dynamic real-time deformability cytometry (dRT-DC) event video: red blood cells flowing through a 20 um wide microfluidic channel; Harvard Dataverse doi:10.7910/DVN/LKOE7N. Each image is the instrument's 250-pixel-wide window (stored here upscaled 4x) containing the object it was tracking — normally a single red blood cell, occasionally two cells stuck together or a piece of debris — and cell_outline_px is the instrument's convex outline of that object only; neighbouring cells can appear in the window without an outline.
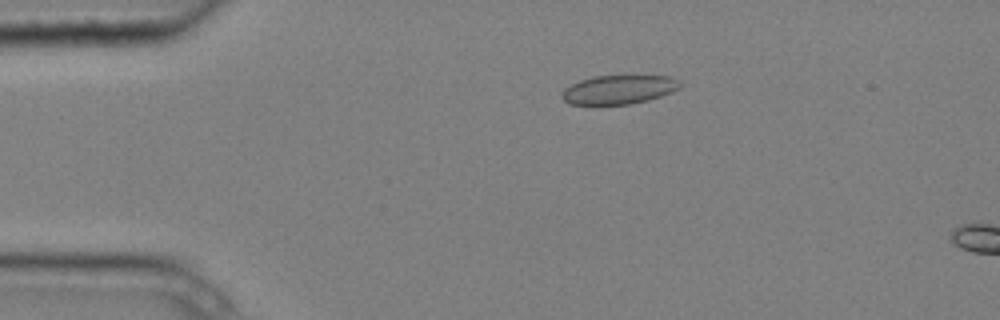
{"species": "common noctule bat (a hibernating species)", "species_latin": "Nyctalus noctula", "temperature_condition": "cold", "stored_images_in_passage": 2, "camera_frame_rate_fps": 3000, "um_per_image_px": 0.085, "animal": {"sex": "male", "body_mass_g": 20.4}, "frame": {"image": 1, "passage_image": 1, "time_ms": 0.0, "image_size_px": [1000, 320], "cell_outline_px": [[680, 88], [672, 92], [648, 100], [632, 104], [568, 104], [560, 96], [564, 88], [580, 80], [592, 76], [668, 76], [680, 80]], "centroid_in_image_um": [52.59, 7.61], "position_along_channel_um": 32.4, "area_um2": 19.88}}